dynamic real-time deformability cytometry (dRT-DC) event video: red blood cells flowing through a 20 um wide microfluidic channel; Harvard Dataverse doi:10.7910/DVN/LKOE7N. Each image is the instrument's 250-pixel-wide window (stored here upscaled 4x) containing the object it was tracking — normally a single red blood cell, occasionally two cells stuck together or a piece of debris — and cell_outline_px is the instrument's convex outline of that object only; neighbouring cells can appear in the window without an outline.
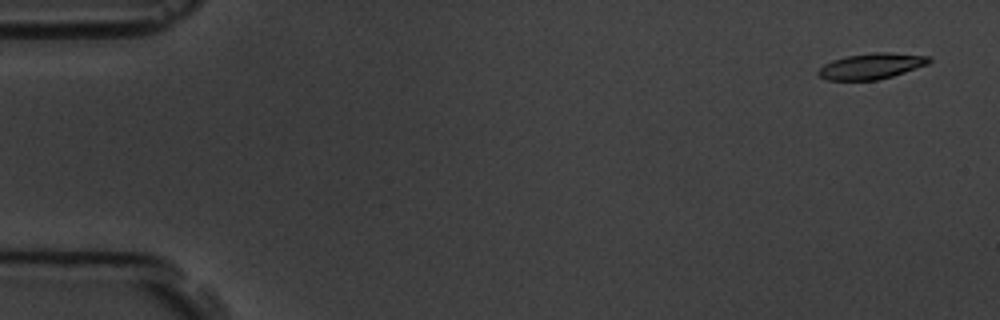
{"species": "common noctule bat (a hibernating species)", "species_latin": "Nyctalus noctula", "temperature_condition": "room temperature", "stored_images_in_passage": 4, "camera_frame_rate_fps": 3000, "um_per_image_px": 0.085, "animal": {"sex": "male", "body_mass_g": 19.5, "forearm_length_mm": 54.6}, "frame": {"image": 1, "passage_image": 1, "time_ms": 0.0, "image_size_px": [1000, 320], "cell_outline_px": [[932, 60], [928, 64], [892, 76], [876, 80], [824, 80], [816, 72], [824, 64], [832, 60], [848, 56], [872, 52], [888, 52], [928, 56]], "centroid_in_image_um": [74.04, 5.62], "position_along_channel_um": 11.0, "area_um2": 16.59}}
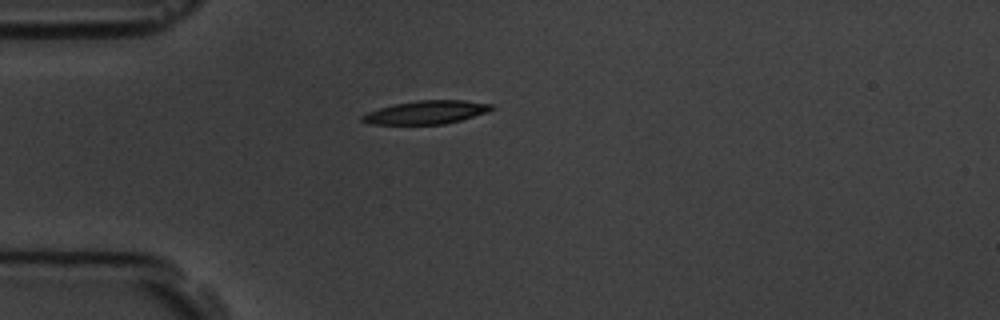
{"frame": {"image": 2, "passage_image": 4, "time_ms": 4.333, "image_size_px": [1000, 320], "cell_outline_px": [[496, 108], [488, 112], [460, 120], [444, 124], [372, 124], [360, 120], [360, 116], [368, 112], [380, 108], [396, 104], [420, 100], [464, 100], [492, 104]], "centroid_in_image_um": [36.27, 9.54], "position_along_channel_um": 48.7, "area_um2": 17.46}}